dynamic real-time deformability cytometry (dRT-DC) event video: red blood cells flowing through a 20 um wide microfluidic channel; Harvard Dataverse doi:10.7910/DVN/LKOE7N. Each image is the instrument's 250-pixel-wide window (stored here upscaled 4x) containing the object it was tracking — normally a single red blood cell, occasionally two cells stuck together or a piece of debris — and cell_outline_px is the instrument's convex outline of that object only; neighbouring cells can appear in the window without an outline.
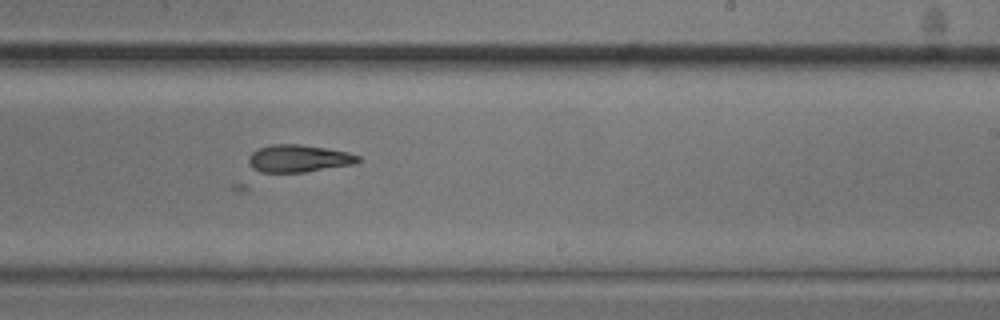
{"species": "common noctule bat (a hibernating species)", "species_latin": "Nyctalus noctula", "temperature_condition": "cold", "stored_images_in_passage": 41, "camera_frame_rate_fps": 3000, "um_per_image_px": 0.085, "animal": {"sex": "male", "body_mass_g": 20.5, "forearm_length_mm": 52.5}, "frame": {"image": 1, "passage_image": 19, "time_ms": 6.0, "image_size_px": [1000, 320], "cell_outline_px": [[360, 160], [356, 164], [304, 172], [260, 172], [252, 168], [248, 160], [248, 156], [252, 152], [260, 148], [272, 144], [296, 144], [324, 148], [348, 152], [360, 156]], "centroid_in_image_um": [25.39, 13.48], "position_along_channel_um": 263.6, "area_um2": 17.4}}
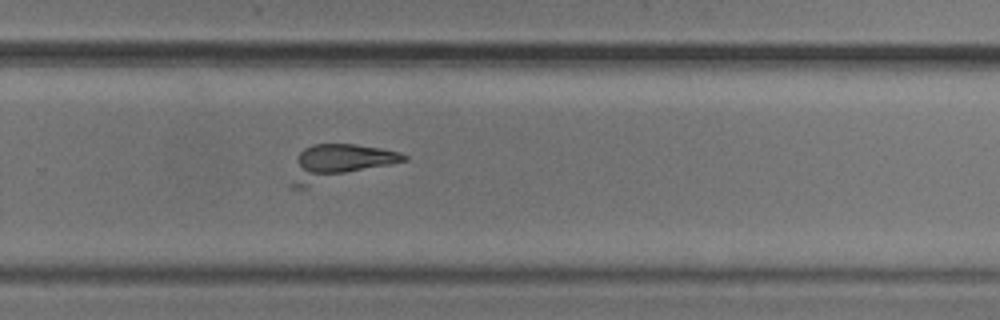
{"frame": {"image": 2, "passage_image": 22, "time_ms": 7.0, "image_size_px": [1000, 320], "cell_outline_px": [[408, 160], [304, 188], [292, 188], [288, 184], [300, 152], [304, 148], [312, 144], [356, 144], [380, 148], [400, 152], [408, 156]], "centroid_in_image_um": [28.81, 13.83], "position_along_channel_um": 301.0, "area_um2": 23.41}}
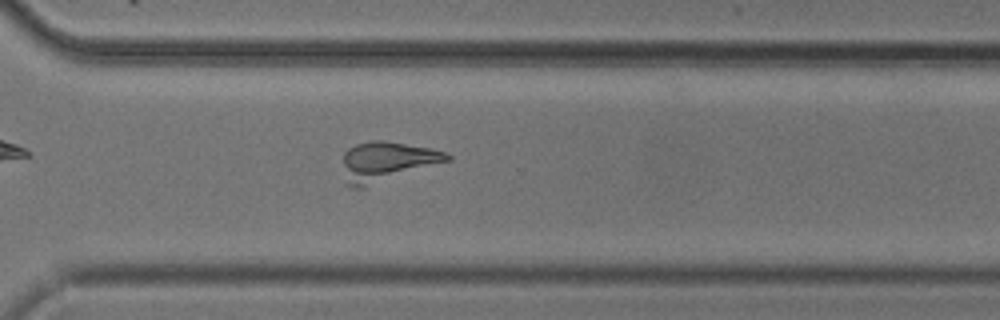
{"frame": {"image": 3, "passage_image": 25, "time_ms": 8.0, "image_size_px": [1000, 320], "cell_outline_px": [[452, 160], [364, 188], [348, 188], [344, 184], [344, 152], [348, 148], [356, 144], [372, 140], [380, 140], [428, 148], [444, 152], [452, 156]], "centroid_in_image_um": [32.84, 13.77], "position_along_channel_um": 337.8, "area_um2": 24.28}}